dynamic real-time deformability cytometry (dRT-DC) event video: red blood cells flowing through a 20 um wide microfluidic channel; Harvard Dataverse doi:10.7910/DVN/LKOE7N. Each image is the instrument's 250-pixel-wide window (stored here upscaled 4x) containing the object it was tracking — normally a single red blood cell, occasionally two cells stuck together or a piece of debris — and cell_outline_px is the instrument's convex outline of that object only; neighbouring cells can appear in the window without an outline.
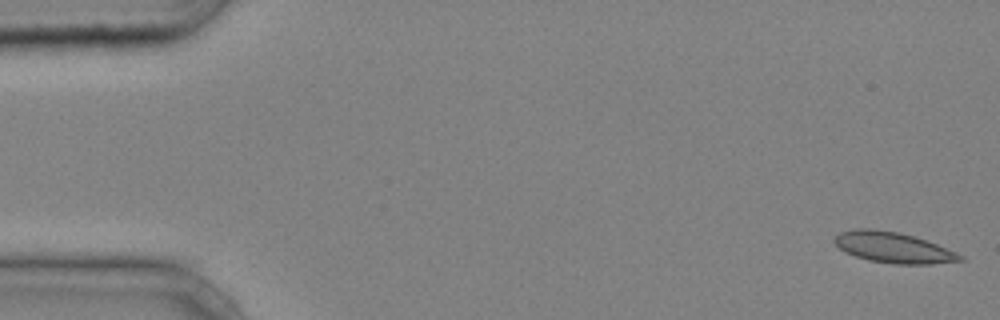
{"species": "common noctule bat (a hibernating species)", "species_latin": "Nyctalus noctula", "temperature_condition": "cold", "stored_images_in_passage": 45, "camera_frame_rate_fps": 3000, "um_per_image_px": 0.085, "animal": {"sex": "male", "body_mass_g": 20.4}, "frame": {"image": 1, "passage_image": 1, "time_ms": 0.0, "image_size_px": [1000, 320], "cell_outline_px": [[964, 260], [932, 264], [896, 264], [868, 260], [844, 252], [832, 240], [840, 232], [852, 228], [872, 228], [900, 232], [936, 244], [956, 252], [964, 256]], "centroid_in_image_um": [75.89, 21.03], "position_along_channel_um": 9.1, "area_um2": 22.48}}
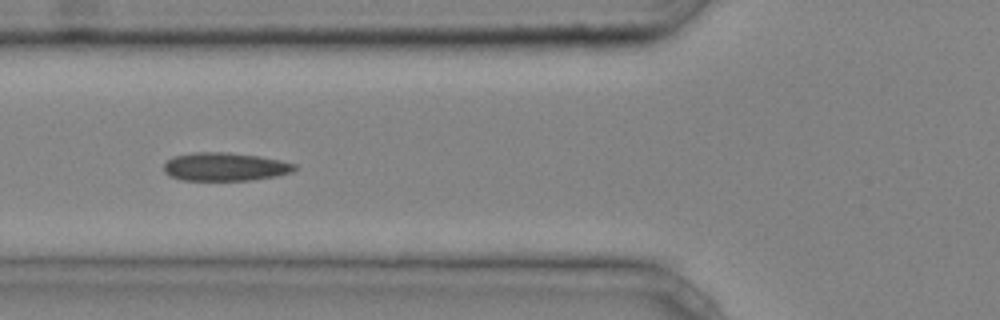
{"frame": {"image": 2, "passage_image": 17, "time_ms": 5.333, "image_size_px": [1000, 320], "cell_outline_px": [[296, 168], [292, 172], [276, 176], [252, 180], [180, 180], [168, 176], [164, 172], [164, 164], [172, 156], [192, 152], [228, 152], [260, 156], [280, 160], [296, 164]], "centroid_in_image_um": [19.09, 14.17], "position_along_channel_um": 106.7, "area_um2": 21.79}}
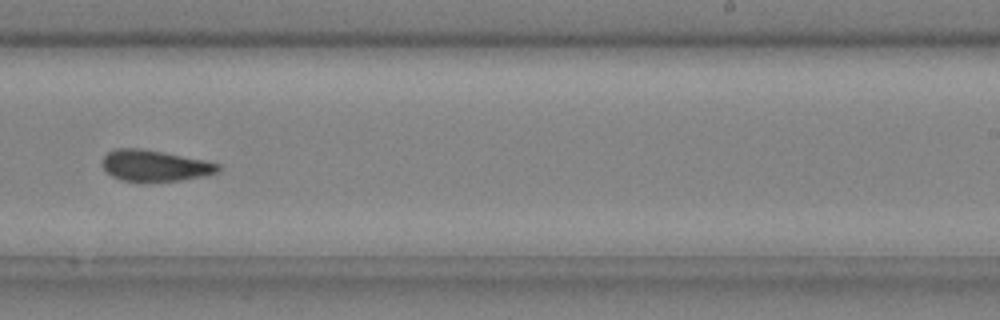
{"frame": {"image": 3, "passage_image": 29, "time_ms": 9.333, "image_size_px": [1000, 320], "cell_outline_px": [[220, 172], [204, 176], [180, 180], [120, 180], [112, 176], [100, 164], [100, 160], [108, 152], [116, 148], [140, 148], [204, 160], [220, 164]], "centroid_in_image_um": [13.14, 14.06], "position_along_channel_um": 275.9, "area_um2": 20.75}, "authors_computed_cell_mechanics": {"area_um2": 20.9236, "velocity_mm_per_s": 4.2321, "shape_relaxation_time_tau1_ms": null, "shape_relaxation_time_tau2_ms": 4.2965, "deformation_change_tau1": null, "deformation_change_tau2": 0.0833}}